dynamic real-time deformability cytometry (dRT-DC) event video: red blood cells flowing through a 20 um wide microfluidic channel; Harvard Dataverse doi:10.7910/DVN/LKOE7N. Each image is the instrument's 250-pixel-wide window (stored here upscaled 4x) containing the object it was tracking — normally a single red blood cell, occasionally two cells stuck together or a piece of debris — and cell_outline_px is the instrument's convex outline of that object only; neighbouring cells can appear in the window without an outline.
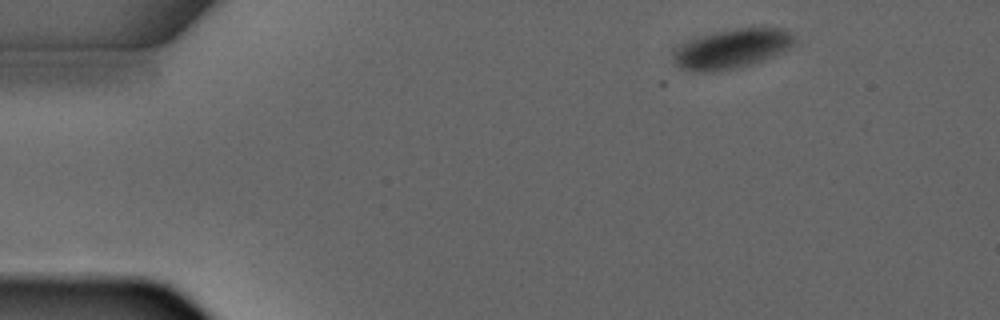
{"species": "common noctule bat (a hibernating species)", "species_latin": "Nyctalus noctula", "temperature_condition": "warm", "stored_images_in_passage": 3, "camera_frame_rate_fps": 3000, "um_per_image_px": 0.085, "animal": {"sex": "male", "forearm_length_mm": 52.5}, "frame": {"image": 1, "passage_image": 1, "time_ms": 0.0, "image_size_px": [1000, 320], "cell_outline_px": [[796, 44], [792, 48], [764, 60], [752, 64], [736, 68], [712, 72], [696, 72], [680, 68], [676, 64], [672, 56], [672, 48], [684, 40], [732, 28], [784, 28], [796, 36]], "centroid_in_image_um": [62.19, 4.14], "position_along_channel_um": 22.8, "area_um2": 28.55}}